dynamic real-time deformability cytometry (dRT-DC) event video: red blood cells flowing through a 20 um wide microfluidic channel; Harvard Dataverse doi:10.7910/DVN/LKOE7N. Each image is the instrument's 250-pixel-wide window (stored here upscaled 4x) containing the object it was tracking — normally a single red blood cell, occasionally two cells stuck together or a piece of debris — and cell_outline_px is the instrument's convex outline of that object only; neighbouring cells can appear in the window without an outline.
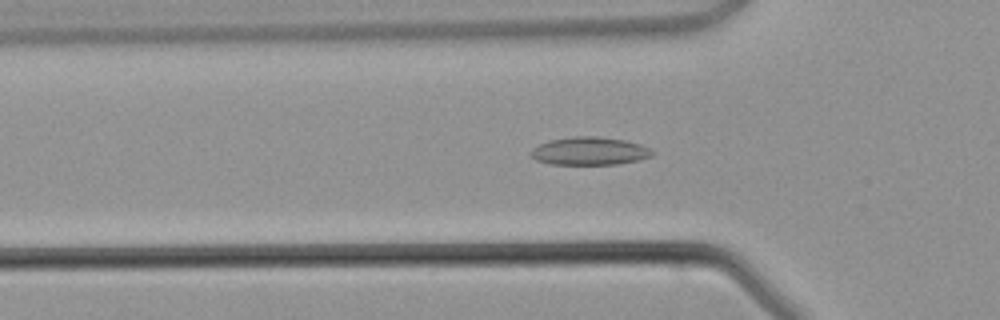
{"species": "common noctule bat (a hibernating species)", "species_latin": "Nyctalus noctula", "temperature_condition": "warm", "stored_images_in_passage": 32, "camera_frame_rate_fps": 3000, "um_per_image_px": 0.085, "animal": {"sex": "male", "body_mass_g": 21.5, "forearm_length_mm": 52.0}, "frame": {"image": 1, "passage_image": 2, "time_ms": 0.333, "image_size_px": [1000, 320], "cell_outline_px": [[656, 152], [652, 156], [636, 160], [616, 164], [548, 164], [536, 160], [528, 152], [532, 148], [540, 144], [552, 140], [572, 136], [596, 136], [624, 140], [640, 144]], "centroid_in_image_um": [50.09, 12.84], "position_along_channel_um": 75.7, "area_um2": 19.71}}
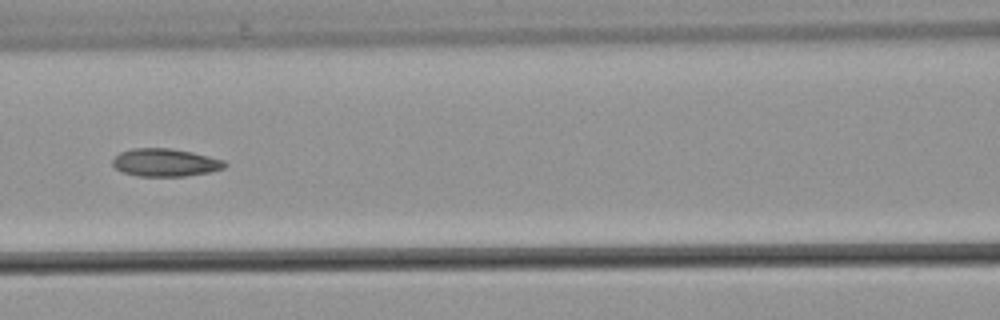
{"frame": {"image": 2, "passage_image": 7, "time_ms": 2.0, "image_size_px": [1000, 320], "cell_outline_px": [[228, 164], [224, 168], [208, 172], [184, 176], [136, 176], [124, 172], [116, 168], [112, 164], [112, 160], [120, 152], [132, 148], [172, 148], [192, 152], [224, 160]], "centroid_in_image_um": [14.04, 13.81], "position_along_channel_um": 152.6, "area_um2": 18.15}}
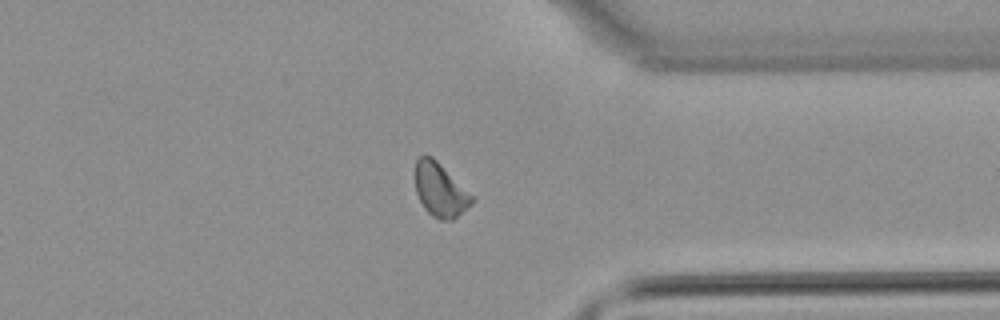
{"frame": {"image": 3, "passage_image": 22, "time_ms": 7.0, "image_size_px": [1000, 320], "cell_outline_px": [[472, 204], [452, 220], [440, 220], [432, 216], [424, 208], [416, 192], [416, 160], [420, 156], [432, 156], [472, 196]], "centroid_in_image_um": [37.39, 16.17], "position_along_channel_um": 374.0, "area_um2": 17.17}}